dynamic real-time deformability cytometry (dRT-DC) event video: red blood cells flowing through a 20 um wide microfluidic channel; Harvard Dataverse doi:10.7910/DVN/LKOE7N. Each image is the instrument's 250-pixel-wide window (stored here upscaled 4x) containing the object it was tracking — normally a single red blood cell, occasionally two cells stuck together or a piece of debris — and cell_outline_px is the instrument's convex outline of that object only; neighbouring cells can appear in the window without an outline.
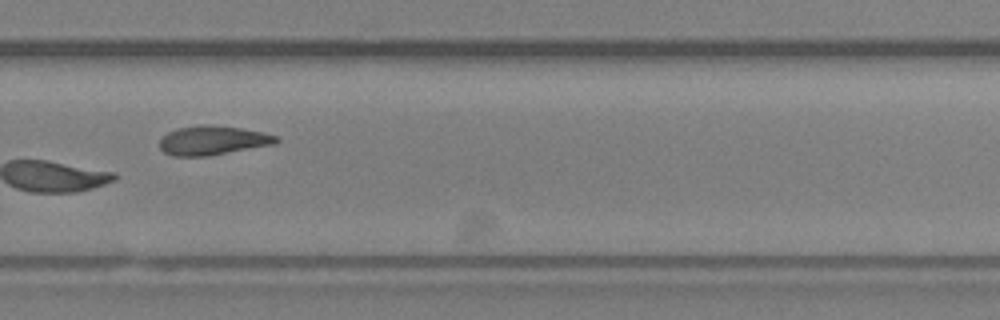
{"species": "Egyptian fruit bat (a non-hibernating species)", "species_latin": "Rousettus aegyptiacus", "temperature_condition": "room temperature", "stored_images_in_passage": 24, "camera_frame_rate_fps": 3000, "um_per_image_px": 0.085, "animal": {"sex": "female"}, "frame": {"image": 1, "passage_image": 14, "time_ms": 4.333, "image_size_px": [1000, 320], "cell_outline_px": [[280, 140], [276, 144], [208, 156], [172, 156], [164, 152], [160, 148], [160, 140], [168, 132], [176, 128], [196, 124], [208, 124], [240, 128], [260, 132], [276, 136]], "centroid_in_image_um": [18.06, 11.93], "position_along_channel_um": 311.7, "area_um2": 19.88}}